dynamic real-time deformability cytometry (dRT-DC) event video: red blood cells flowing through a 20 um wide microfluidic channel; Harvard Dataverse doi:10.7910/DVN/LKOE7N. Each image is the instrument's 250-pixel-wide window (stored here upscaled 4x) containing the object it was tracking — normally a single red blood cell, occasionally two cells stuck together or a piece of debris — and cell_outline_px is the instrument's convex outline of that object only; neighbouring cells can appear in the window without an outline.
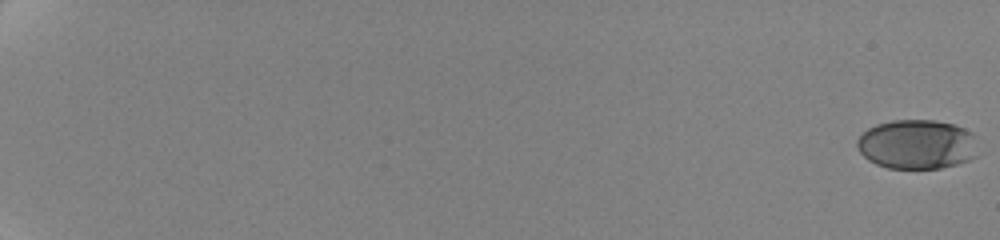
{"species": "human", "species_latin": "Homo sapiens", "temperature_condition": "cold", "stored_images_in_passage": 54, "camera_frame_rate_fps": 3000, "um_per_image_px": 0.085, "donor": {"sex": "female"}, "frame": {"image": 1, "passage_image": 1, "time_ms": 0.0, "image_size_px": [1000, 240], "cell_outline_px": [[976, 156], [968, 160], [956, 164], [940, 168], [888, 168], [876, 164], [868, 160], [860, 152], [856, 144], [856, 140], [868, 128], [876, 124], [892, 120], [936, 120], [956, 124], [972, 132]], "centroid_in_image_um": [77.91, 12.26], "position_along_channel_um": 7.1, "area_um2": 34.8}}
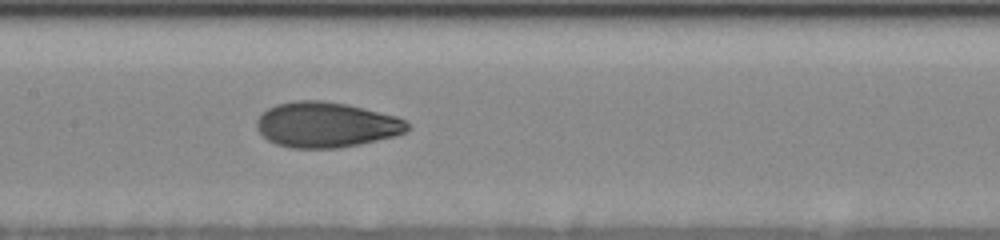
{"frame": {"image": 2, "passage_image": 27, "time_ms": 11.667, "image_size_px": [1000, 240], "cell_outline_px": [[408, 132], [396, 136], [360, 144], [340, 148], [292, 148], [276, 144], [268, 140], [256, 128], [256, 120], [268, 108], [276, 104], [296, 100], [320, 100], [348, 104], [396, 116], [404, 120], [408, 124]], "centroid_in_image_um": [27.73, 10.6], "position_along_channel_um": 179.7, "area_um2": 39.94}}
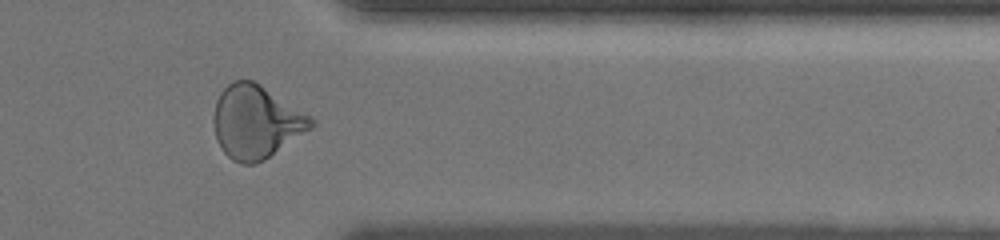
{"frame": {"image": 3, "passage_image": 46, "time_ms": 17.667, "image_size_px": [1000, 240], "cell_outline_px": [[316, 124], [312, 128], [264, 160], [256, 164], [240, 164], [232, 160], [224, 152], [216, 136], [212, 120], [216, 100], [220, 92], [232, 80], [252, 80], [260, 84], [312, 116], [316, 120]], "centroid_in_image_um": [21.77, 10.35], "position_along_channel_um": 389.6, "area_um2": 41.62}, "authors_computed_cell_mechanics": {"area_um2": 38.9572, "velocity_mm_per_s": 3.529, "shape_relaxation_time_tau1_ms": 4.4035, "shape_relaxation_time_tau2_ms": 1.3614, "deformation_change_tau1": 0.1723, "deformation_change_tau2": 0.0602}}